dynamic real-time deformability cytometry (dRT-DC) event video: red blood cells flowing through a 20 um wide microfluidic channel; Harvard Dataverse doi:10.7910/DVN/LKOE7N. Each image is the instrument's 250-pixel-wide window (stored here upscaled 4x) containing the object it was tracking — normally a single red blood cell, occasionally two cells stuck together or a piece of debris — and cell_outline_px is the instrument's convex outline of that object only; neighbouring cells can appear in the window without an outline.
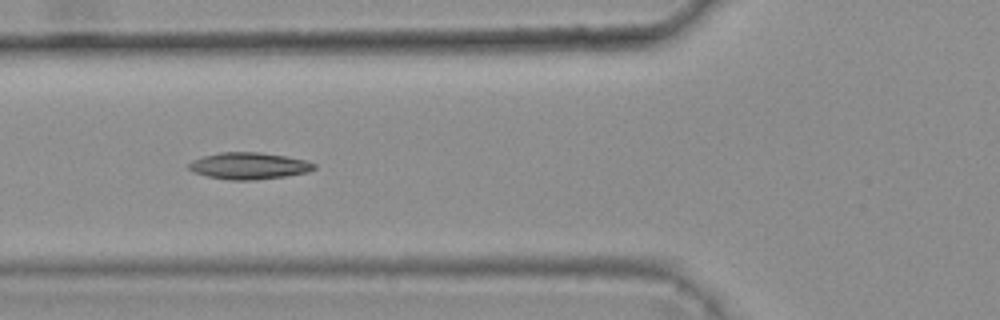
{"species": "common noctule bat (a hibernating species)", "species_latin": "Nyctalus noctula", "temperature_condition": "warm", "stored_images_in_passage": 6, "camera_frame_rate_fps": 3000, "um_per_image_px": 0.085, "animal": {"sex": "female", "body_mass_g": 25.1}, "frame": {"image": 1, "passage_image": 5, "time_ms": 1.333, "image_size_px": [1000, 320], "cell_outline_px": [[316, 168], [308, 172], [284, 176], [252, 180], [228, 180], [208, 176], [192, 172], [188, 168], [188, 164], [192, 160], [204, 156], [220, 152], [260, 152], [284, 156], [304, 160], [316, 164]], "centroid_in_image_um": [21.13, 14.1], "position_along_channel_um": 104.7, "area_um2": 19.42}}
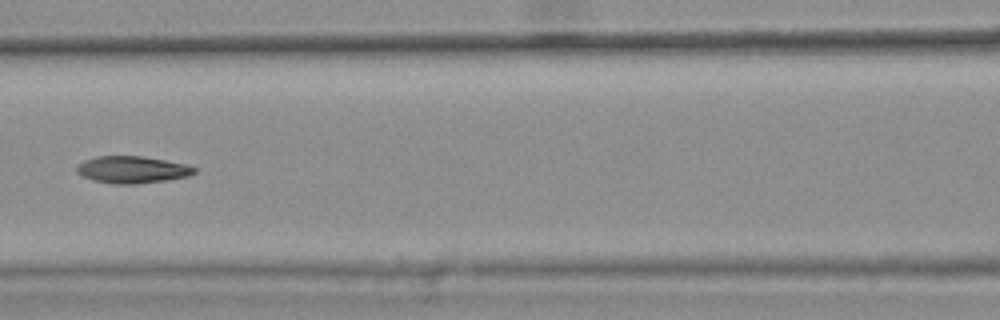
{"frame": {"image": 2, "passage_image": 6, "time_ms": 1.667, "image_size_px": [1000, 320], "cell_outline_px": [[196, 172], [188, 176], [164, 180], [136, 184], [112, 184], [92, 180], [76, 172], [76, 168], [84, 160], [96, 156], [144, 156], [184, 164], [196, 168]], "centroid_in_image_um": [11.21, 14.42], "position_along_channel_um": 155.4, "area_um2": 18.38}}